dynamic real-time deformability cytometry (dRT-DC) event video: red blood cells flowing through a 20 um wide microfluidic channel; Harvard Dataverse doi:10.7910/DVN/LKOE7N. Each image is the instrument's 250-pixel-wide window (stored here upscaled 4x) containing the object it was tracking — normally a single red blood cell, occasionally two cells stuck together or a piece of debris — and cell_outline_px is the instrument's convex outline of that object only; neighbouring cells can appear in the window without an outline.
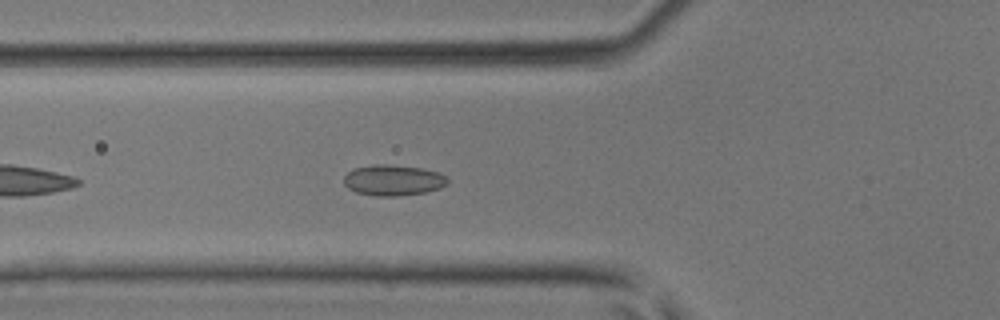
{"species": "common noctule bat (a hibernating species)", "species_latin": "Nyctalus noctula", "temperature_condition": "room temperature", "stored_images_in_passage": 32, "camera_frame_rate_fps": 3000, "um_per_image_px": 0.085, "animal": {"sex": "male", "body_mass_g": 17.9, "forearm_length_mm": 54.2}, "frame": {"image": 1, "passage_image": 5, "time_ms": 1.333, "image_size_px": [1000, 320], "cell_outline_px": [[448, 184], [440, 188], [424, 192], [400, 196], [376, 196], [356, 192], [348, 188], [344, 184], [344, 176], [352, 168], [376, 164], [388, 164], [420, 168], [440, 172], [448, 176]], "centroid_in_image_um": [33.43, 15.31], "position_along_channel_um": 92.4, "area_um2": 18.79}}
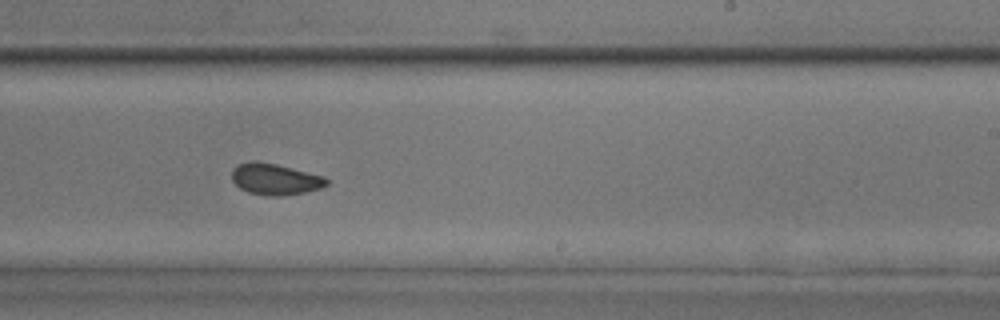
{"frame": {"image": 2, "passage_image": 16, "time_ms": 5.0, "image_size_px": [1000, 320], "cell_outline_px": [[328, 184], [320, 188], [304, 192], [280, 196], [268, 196], [248, 192], [240, 188], [232, 180], [232, 168], [236, 164], [252, 160], [256, 160], [276, 164], [324, 176], [328, 180]], "centroid_in_image_um": [23.34, 15.21], "position_along_channel_um": 265.7, "area_um2": 17.34}}
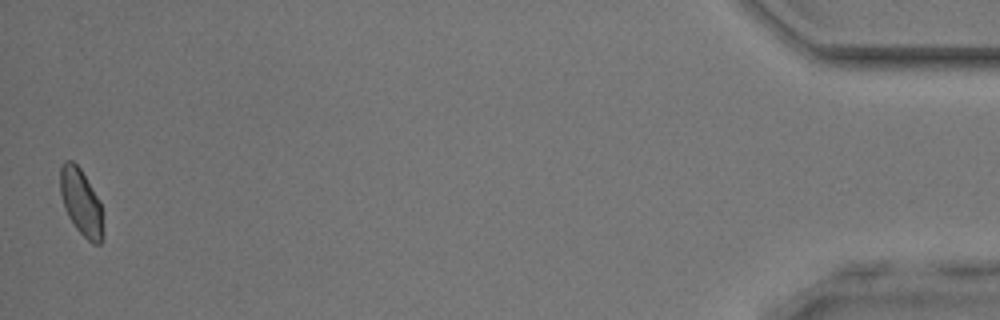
{"frame": {"image": 3, "passage_image": 32, "time_ms": 10.333, "image_size_px": [1000, 320], "cell_outline_px": [[104, 240], [100, 244], [92, 244], [76, 228], [68, 216], [64, 208], [60, 192], [60, 168], [64, 160], [72, 160], [80, 168], [100, 200], [104, 236]], "centroid_in_image_um": [6.91, 17.21], "position_along_channel_um": 428.3, "area_um2": 16.76}}